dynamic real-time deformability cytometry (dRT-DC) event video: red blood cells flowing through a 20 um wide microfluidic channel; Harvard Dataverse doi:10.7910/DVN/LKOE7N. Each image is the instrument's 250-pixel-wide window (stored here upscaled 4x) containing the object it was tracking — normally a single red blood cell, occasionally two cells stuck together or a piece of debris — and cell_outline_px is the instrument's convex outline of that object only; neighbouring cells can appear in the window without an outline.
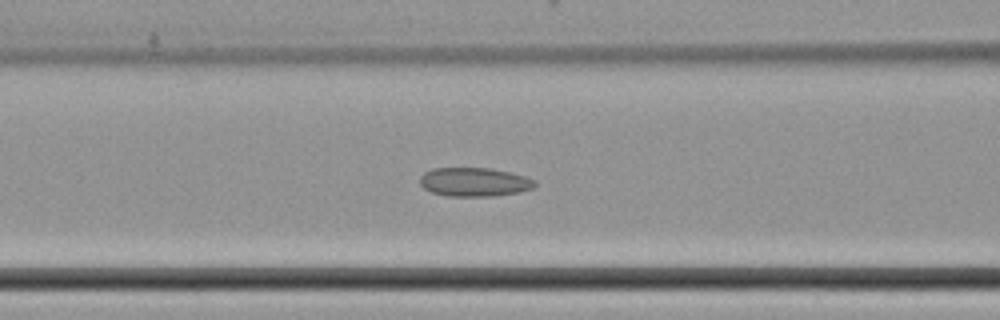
{"species": "common noctule bat (a hibernating species)", "species_latin": "Nyctalus noctula", "temperature_condition": "cold", "stored_images_in_passage": 53, "camera_frame_rate_fps": 3000, "um_per_image_px": 0.085, "animal": {"sex": "female", "body_mass_g": 22.7, "forearm_length_mm": 54.2}, "frame": {"image": 1, "passage_image": 22, "time_ms": 7.0, "image_size_px": [1000, 320], "cell_outline_px": [[536, 184], [532, 188], [520, 192], [496, 196], [448, 196], [432, 192], [424, 188], [420, 184], [420, 176], [424, 172], [432, 168], [492, 168], [524, 176], [536, 180]], "centroid_in_image_um": [40.31, 15.47], "position_along_channel_um": 126.3, "area_um2": 19.36}}
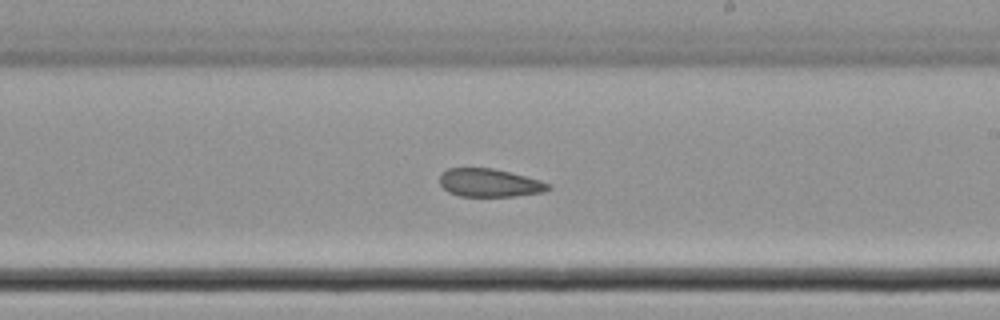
{"frame": {"image": 2, "passage_image": 31, "time_ms": 10.0, "image_size_px": [1000, 320], "cell_outline_px": [[552, 188], [544, 192], [516, 196], [460, 196], [448, 192], [440, 184], [440, 172], [448, 168], [492, 168], [540, 180], [552, 184]], "centroid_in_image_um": [41.61, 15.54], "position_along_channel_um": 247.4, "area_um2": 17.86}}
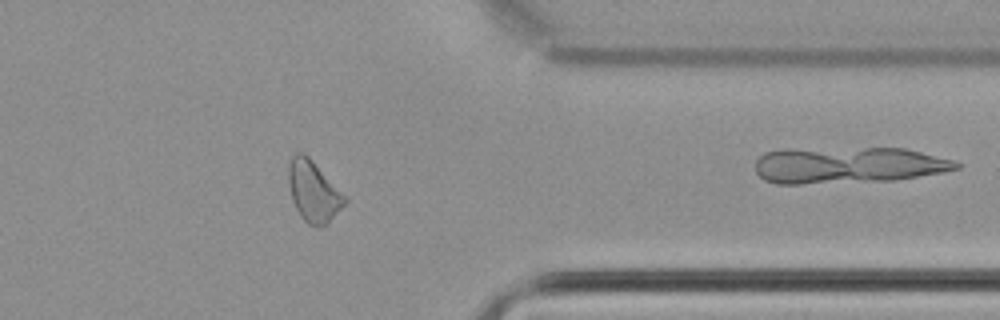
{"frame": {"image": 3, "passage_image": 42, "time_ms": 13.667, "image_size_px": [1000, 320], "cell_outline_px": [[348, 200], [320, 228], [316, 228], [308, 224], [300, 216], [292, 200], [288, 184], [288, 164], [292, 156], [296, 152], [304, 152], [348, 196]], "centroid_in_image_um": [26.63, 16.23], "position_along_channel_um": 384.8, "area_um2": 20.06}}